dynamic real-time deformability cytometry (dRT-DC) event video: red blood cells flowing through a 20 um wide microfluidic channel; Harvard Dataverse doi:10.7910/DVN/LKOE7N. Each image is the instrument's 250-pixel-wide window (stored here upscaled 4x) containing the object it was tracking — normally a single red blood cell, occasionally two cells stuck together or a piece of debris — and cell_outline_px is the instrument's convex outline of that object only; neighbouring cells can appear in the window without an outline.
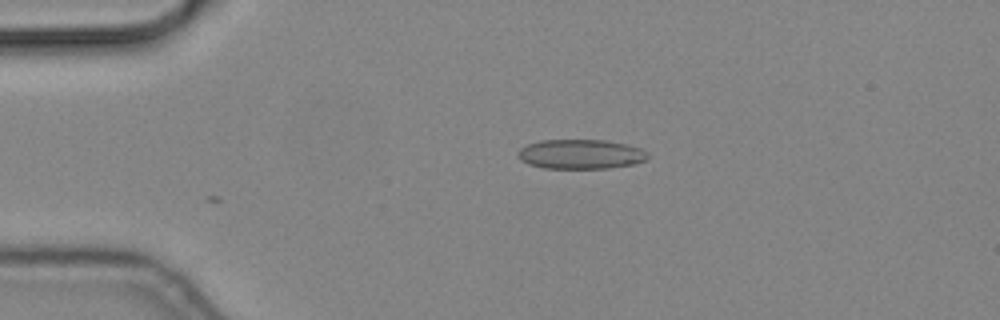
{"species": "common noctule bat (a hibernating species)", "species_latin": "Nyctalus noctula", "temperature_condition": "cold", "stored_images_in_passage": 3, "camera_frame_rate_fps": 3000, "um_per_image_px": 0.085, "animal": {"sex": "male", "body_mass_g": 19.2, "forearm_length_mm": 51.8}, "frame": {"image": 1, "passage_image": 3, "time_ms": 0.667, "image_size_px": [1000, 320], "cell_outline_px": [[648, 156], [644, 160], [632, 164], [608, 168], [544, 168], [528, 164], [520, 160], [516, 156], [516, 152], [520, 148], [528, 144], [540, 140], [604, 140], [628, 144], [640, 148], [648, 152]], "centroid_in_image_um": [49.31, 13.1], "position_along_channel_um": 35.7, "area_um2": 22.43}}